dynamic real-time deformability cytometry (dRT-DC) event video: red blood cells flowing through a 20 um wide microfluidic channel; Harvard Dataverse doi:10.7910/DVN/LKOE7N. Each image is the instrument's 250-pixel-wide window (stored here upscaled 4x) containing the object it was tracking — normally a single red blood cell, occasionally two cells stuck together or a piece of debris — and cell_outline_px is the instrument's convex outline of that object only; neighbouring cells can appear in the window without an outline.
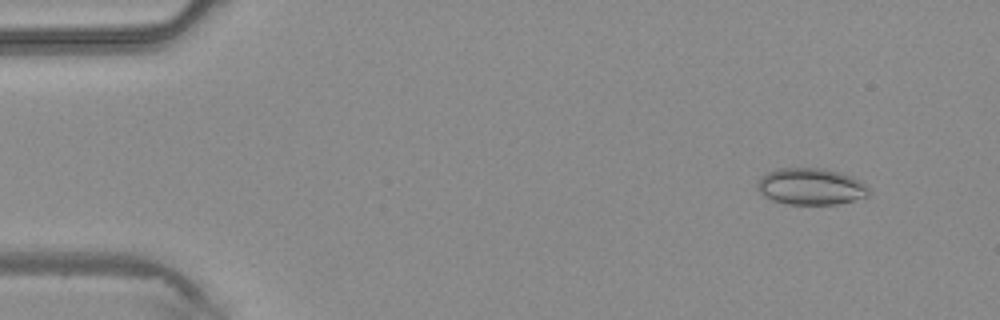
{"species": "common noctule bat (a hibernating species)", "species_latin": "Nyctalus noctula", "temperature_condition": "warm", "stored_images_in_passage": 43, "camera_frame_rate_fps": 3000, "um_per_image_px": 0.085, "animal": {"sex": "male", "body_mass_g": 20.4}, "frame": {"image": 1, "passage_image": 4, "time_ms": 1.0, "image_size_px": [1000, 320], "cell_outline_px": [[868, 196], [836, 204], [788, 204], [772, 200], [764, 196], [760, 192], [756, 184], [756, 180], [768, 172], [776, 168], [820, 168], [840, 172], [852, 176], [864, 184], [868, 188]], "centroid_in_image_um": [68.88, 15.84], "position_along_channel_um": 16.1, "area_um2": 23.7}}
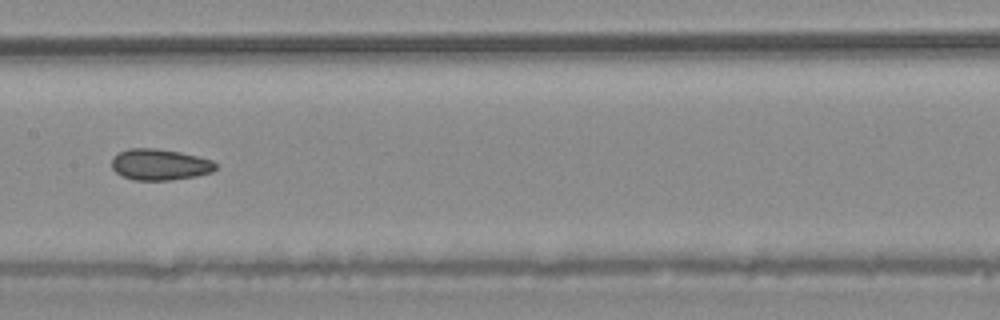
{"frame": {"image": 2, "passage_image": 22, "time_ms": 7.0, "image_size_px": [1000, 320], "cell_outline_px": [[216, 168], [212, 172], [196, 176], [172, 180], [132, 180], [120, 176], [112, 168], [112, 156], [128, 148], [156, 148], [180, 152], [212, 160], [216, 164]], "centroid_in_image_um": [13.55, 13.99], "position_along_channel_um": 193.9, "area_um2": 19.02}}
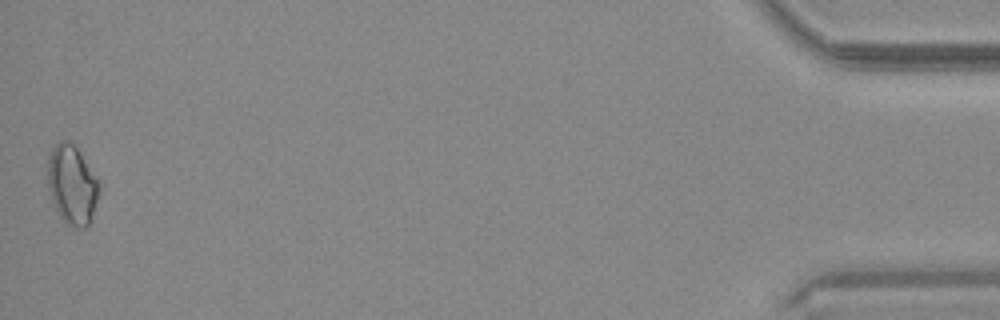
{"frame": {"image": 3, "passage_image": 43, "time_ms": 14.0, "image_size_px": [1000, 320], "cell_outline_px": [[100, 188], [88, 224], [84, 228], [76, 228], [64, 224], [52, 200], [48, 184], [48, 160], [52, 148], [60, 140], [68, 140], [76, 148], [100, 184]], "centroid_in_image_um": [6.1, 15.72], "position_along_channel_um": 429.1, "area_um2": 23.12}}